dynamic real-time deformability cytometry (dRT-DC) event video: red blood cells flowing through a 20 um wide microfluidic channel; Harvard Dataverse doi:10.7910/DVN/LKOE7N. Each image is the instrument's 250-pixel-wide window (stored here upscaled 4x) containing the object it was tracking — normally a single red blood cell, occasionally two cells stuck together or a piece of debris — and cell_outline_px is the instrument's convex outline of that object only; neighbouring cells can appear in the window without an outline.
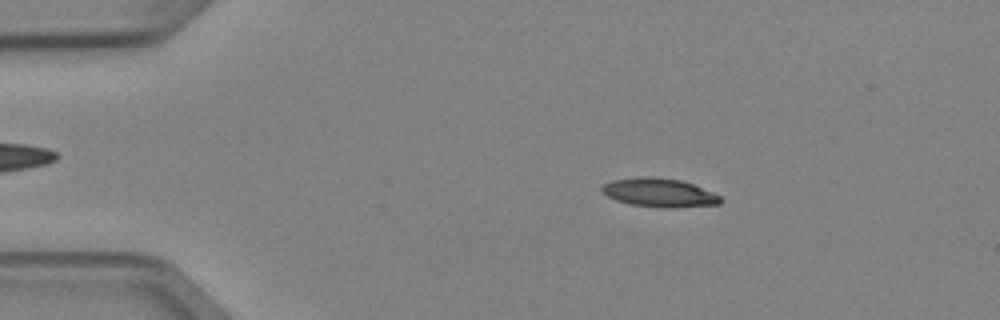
{"species": "Egyptian fruit bat (a non-hibernating species)", "species_latin": "Rousettus aegyptiacus", "temperature_condition": "cold", "stored_images_in_passage": 3, "camera_frame_rate_fps": 3000, "um_per_image_px": 0.085, "animal": {"sex": "female"}, "frame": {"image": 1, "passage_image": 2, "time_ms": 0.333, "image_size_px": [1000, 320], "cell_outline_px": [[724, 200], [720, 204], [672, 208], [664, 208], [632, 204], [616, 200], [608, 196], [600, 188], [604, 184], [612, 180], [640, 176], [652, 176], [680, 180], [692, 184], [712, 192], [720, 196]], "centroid_in_image_um": [56.05, 16.37], "position_along_channel_um": 28.9, "area_um2": 19.77}}